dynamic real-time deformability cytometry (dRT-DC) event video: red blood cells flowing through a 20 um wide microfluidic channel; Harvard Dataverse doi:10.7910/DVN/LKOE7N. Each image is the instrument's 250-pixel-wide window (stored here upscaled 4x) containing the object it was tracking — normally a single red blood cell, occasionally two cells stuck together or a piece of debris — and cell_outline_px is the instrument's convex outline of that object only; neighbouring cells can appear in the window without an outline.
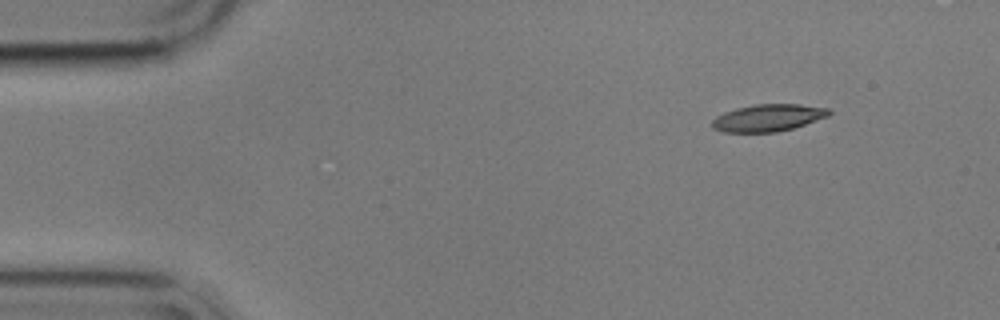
{"species": "common noctule bat (a hibernating species)", "species_latin": "Nyctalus noctula", "temperature_condition": "cold", "stored_images_in_passage": 51, "camera_frame_rate_fps": 3000, "um_per_image_px": 0.085, "animal": {"sex": "male", "body_mass_g": 17.9}, "frame": {"image": 1, "passage_image": 1, "time_ms": 0.0, "image_size_px": [1000, 320], "cell_outline_px": [[832, 112], [828, 116], [792, 128], [776, 132], [724, 132], [712, 128], [712, 120], [716, 116], [724, 112], [736, 108], [756, 104], [800, 104], [828, 108]], "centroid_in_image_um": [65.27, 10.01], "position_along_channel_um": 19.7, "area_um2": 18.38}}
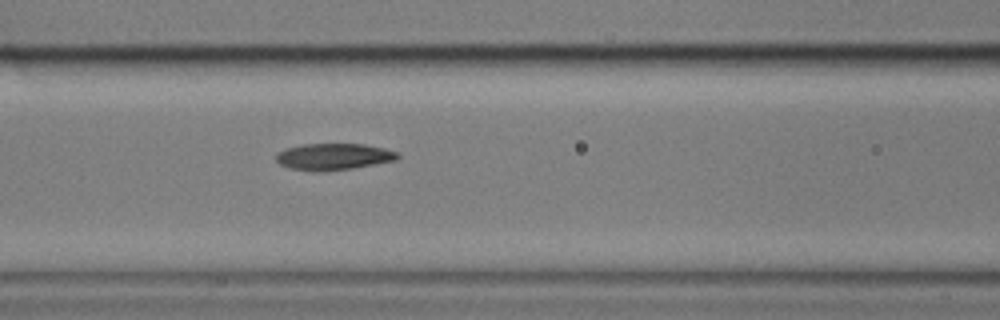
{"frame": {"image": 2, "passage_image": 18, "time_ms": 5.667, "image_size_px": [1000, 320], "cell_outline_px": [[400, 156], [396, 160], [352, 168], [320, 172], [312, 172], [292, 168], [280, 164], [276, 160], [276, 152], [284, 148], [304, 144], [364, 144], [384, 148], [400, 152]], "centroid_in_image_um": [28.34, 13.31], "position_along_channel_um": 138.3, "area_um2": 18.96}}
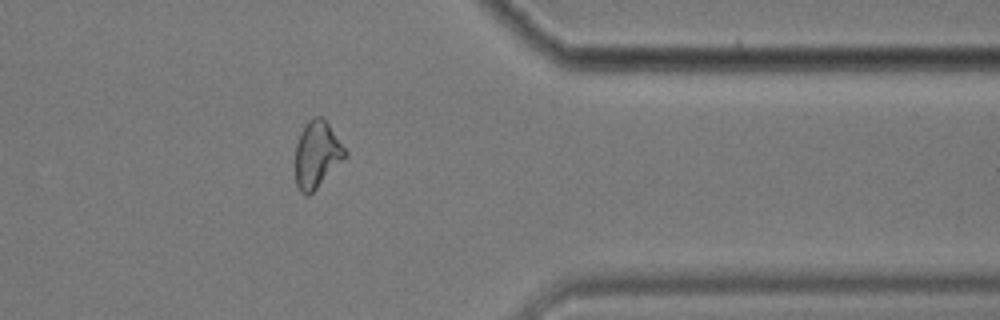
{"frame": {"image": 3, "passage_image": 40, "time_ms": 13.0, "image_size_px": [1000, 320], "cell_outline_px": [[348, 156], [308, 196], [304, 196], [300, 192], [296, 184], [296, 144], [300, 132], [304, 124], [312, 116], [320, 116], [328, 124], [348, 152]], "centroid_in_image_um": [26.94, 13.13], "position_along_channel_um": 384.5, "area_um2": 19.36}, "authors_computed_cell_mechanics": {"area_um2": 18.9584, "velocity_mm_per_s": 3.5435, "shape_relaxation_time_tau1_ms": 5.4582, "shape_relaxation_time_tau2_ms": 3.6981, "deformation_change_tau1": 0.1665, "deformation_change_tau2": 0.1111}}